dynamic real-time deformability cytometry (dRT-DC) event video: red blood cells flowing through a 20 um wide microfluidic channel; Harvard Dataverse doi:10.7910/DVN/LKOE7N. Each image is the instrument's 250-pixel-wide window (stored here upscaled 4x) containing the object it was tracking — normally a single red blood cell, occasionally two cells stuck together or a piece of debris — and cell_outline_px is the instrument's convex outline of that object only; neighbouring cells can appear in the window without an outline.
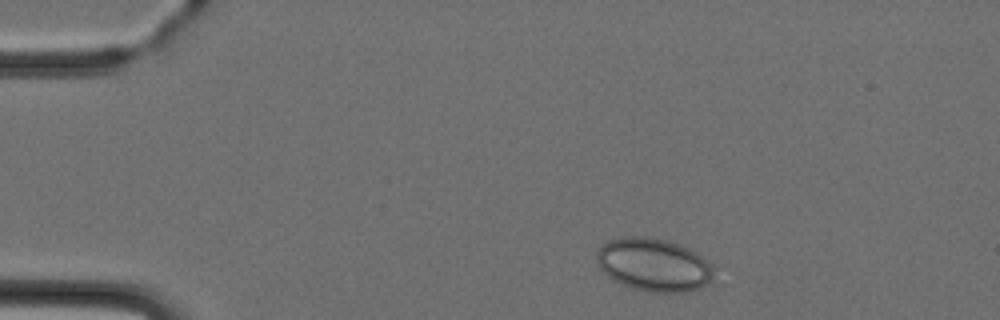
{"species": "Egyptian fruit bat (a non-hibernating species)", "species_latin": "Rousettus aegyptiacus", "temperature_condition": "cold", "stored_images_in_passage": 6, "camera_frame_rate_fps": 3000, "um_per_image_px": 0.085, "animal": {"sex": "female"}, "frame": {"image": 1, "passage_image": 1, "time_ms": 0.0, "image_size_px": [1000, 320], "cell_outline_px": [[712, 284], [684, 292], [648, 292], [632, 288], [608, 276], [600, 268], [596, 260], [596, 252], [608, 240], [624, 236], [648, 236], [668, 240], [680, 244], [688, 248], [712, 264]], "centroid_in_image_um": [55.57, 22.49], "position_along_channel_um": 29.4, "area_um2": 36.24}}
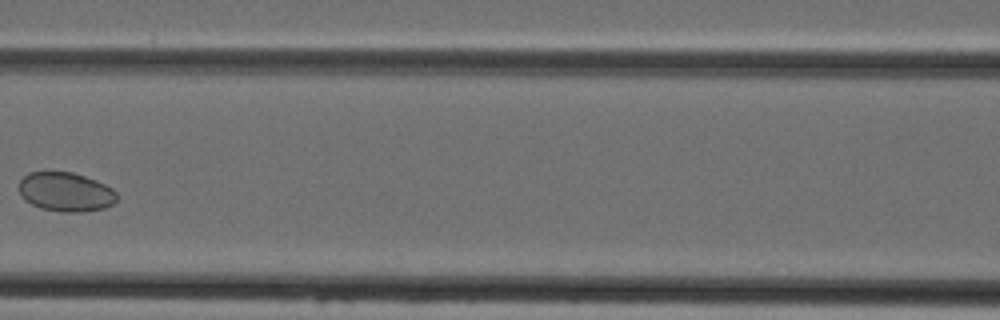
{"frame": {"image": 2, "passage_image": 5, "time_ms": 4.667, "image_size_px": [1000, 320], "cell_outline_px": [[116, 200], [112, 204], [104, 208], [84, 212], [60, 212], [40, 208], [24, 200], [20, 192], [20, 180], [28, 172], [72, 172], [96, 180], [112, 188], [116, 192]], "centroid_in_image_um": [5.58, 16.32], "position_along_channel_um": 161.0, "area_um2": 22.31}}
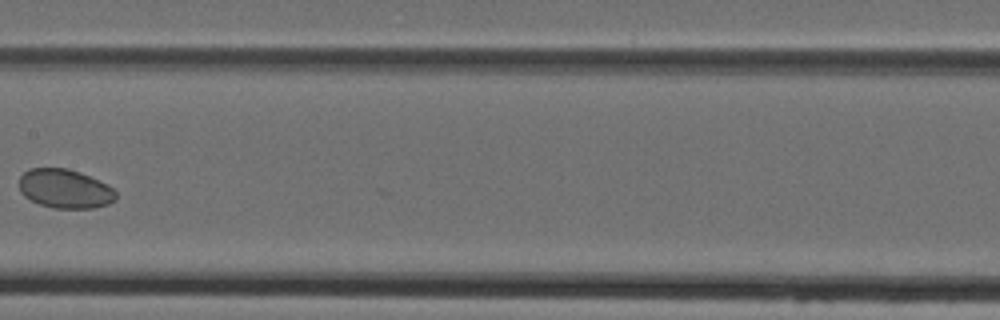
{"frame": {"image": 3, "passage_image": 6, "time_ms": 5.667, "image_size_px": [1000, 320], "cell_outline_px": [[116, 200], [108, 204], [92, 208], [56, 208], [40, 204], [24, 196], [20, 192], [20, 176], [28, 168], [68, 168], [80, 172], [112, 188], [116, 192]], "centroid_in_image_um": [5.5, 16.04], "position_along_channel_um": 201.9, "area_um2": 21.79}}